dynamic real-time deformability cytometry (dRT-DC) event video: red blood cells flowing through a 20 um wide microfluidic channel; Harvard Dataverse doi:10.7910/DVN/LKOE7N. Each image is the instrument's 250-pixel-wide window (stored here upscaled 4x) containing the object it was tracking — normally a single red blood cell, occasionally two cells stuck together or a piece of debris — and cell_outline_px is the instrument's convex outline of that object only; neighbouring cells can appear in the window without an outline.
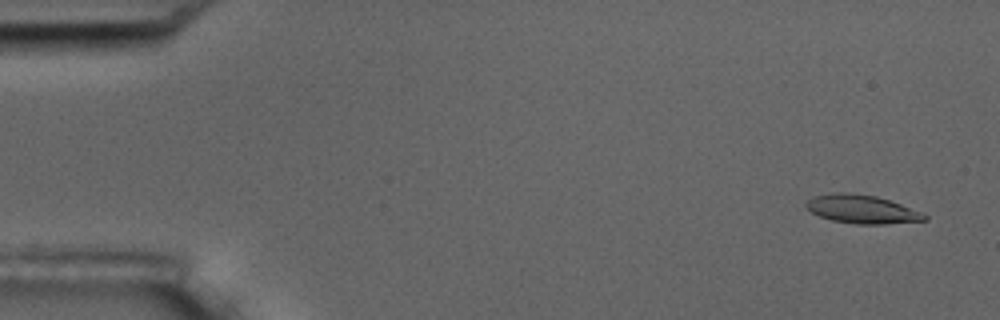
{"species": "common noctule bat (a hibernating species)", "species_latin": "Nyctalus noctula", "temperature_condition": "room temperature", "stored_images_in_passage": 5, "camera_frame_rate_fps": 3000, "um_per_image_px": 0.085, "animal": {"sex": "male", "body_mass_g": 17.5, "forearm_length_mm": 52.3}, "frame": {"image": 1, "passage_image": 1, "time_ms": 0.0, "image_size_px": [1000, 320], "cell_outline_px": [[928, 220], [884, 224], [856, 224], [832, 220], [820, 216], [812, 212], [804, 204], [808, 200], [816, 196], [836, 192], [844, 192], [876, 196], [924, 212], [928, 216]], "centroid_in_image_um": [73.31, 17.79], "position_along_channel_um": 11.7, "area_um2": 19.48}}
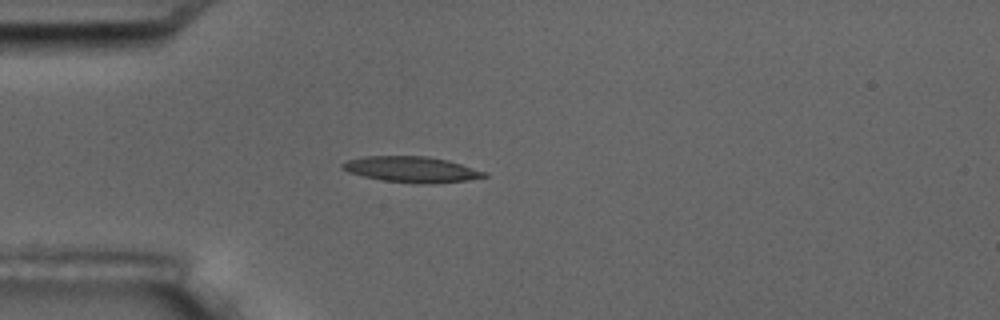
{"frame": {"image": 2, "passage_image": 5, "time_ms": 4.333, "image_size_px": [1000, 320], "cell_outline_px": [[488, 176], [468, 180], [436, 184], [420, 184], [384, 180], [364, 176], [348, 172], [340, 168], [340, 164], [348, 160], [364, 156], [428, 156], [448, 160], [488, 172]], "centroid_in_image_um": [35.02, 14.4], "position_along_channel_um": 50.0, "area_um2": 21.5}}